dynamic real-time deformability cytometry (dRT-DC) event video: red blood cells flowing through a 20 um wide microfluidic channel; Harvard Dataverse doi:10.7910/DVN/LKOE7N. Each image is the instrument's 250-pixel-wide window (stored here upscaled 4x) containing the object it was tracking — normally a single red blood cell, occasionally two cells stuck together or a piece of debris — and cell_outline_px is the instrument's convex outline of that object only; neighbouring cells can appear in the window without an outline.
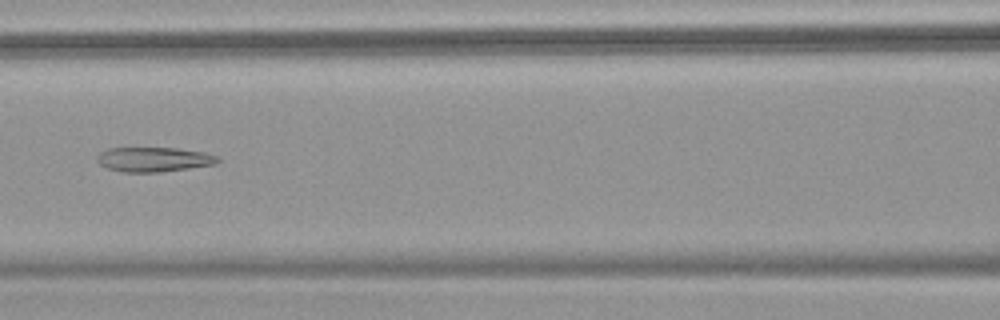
{"species": "common noctule bat (a hibernating species)", "species_latin": "Nyctalus noctula", "temperature_condition": "warm", "stored_images_in_passage": 51, "camera_frame_rate_fps": 3000, "um_per_image_px": 0.085, "animal": {"sex": "female", "body_mass_g": 18.4}, "frame": {"image": 1, "passage_image": 22, "time_ms": 7.0, "image_size_px": [1000, 320], "cell_outline_px": [[220, 160], [216, 164], [160, 172], [124, 172], [108, 168], [100, 164], [96, 160], [96, 156], [100, 152], [108, 148], [176, 148], [204, 152], [216, 156]], "centroid_in_image_um": [13.05, 13.55], "position_along_channel_um": 153.6, "area_um2": 17.22}, "authors_computed_cell_mechanics": {"area_um2": 21.5594, "velocity_mm_per_s": 3.8156, "shape_relaxation_time_tau1_ms": null, "shape_relaxation_time_tau2_ms": 3.0729, "deformation_change_tau1": null, "deformation_change_tau2": 0.1462}}